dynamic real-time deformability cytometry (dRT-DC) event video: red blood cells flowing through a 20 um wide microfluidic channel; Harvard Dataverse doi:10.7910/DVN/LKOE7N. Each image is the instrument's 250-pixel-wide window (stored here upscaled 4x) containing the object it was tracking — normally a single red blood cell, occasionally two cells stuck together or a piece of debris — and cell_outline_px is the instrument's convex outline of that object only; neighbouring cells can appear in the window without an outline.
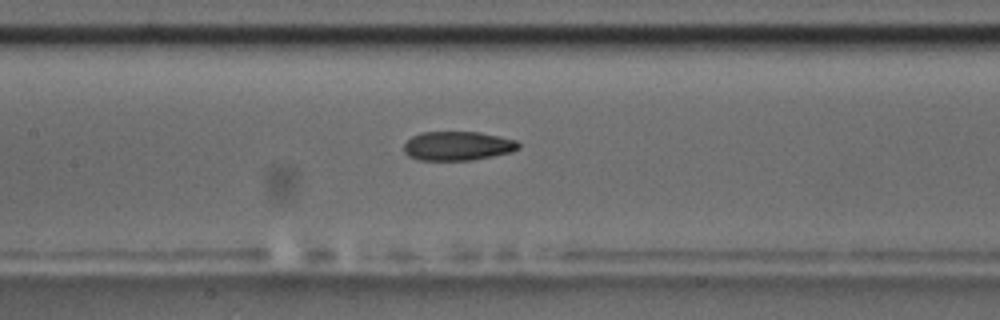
{"species": "common noctule bat (a hibernating species)", "species_latin": "Nyctalus noctula", "temperature_condition": "room temperature", "stored_images_in_passage": 39, "camera_frame_rate_fps": 3000, "um_per_image_px": 0.085, "animal": {"sex": "male", "body_mass_g": 17.5, "forearm_length_mm": 52.3}, "frame": {"image": 1, "passage_image": 17, "time_ms": 5.333, "image_size_px": [1000, 320], "cell_outline_px": [[520, 148], [512, 152], [472, 160], [420, 160], [408, 156], [404, 152], [404, 144], [412, 136], [420, 132], [480, 132], [516, 140], [520, 144]], "centroid_in_image_um": [38.9, 12.4], "position_along_channel_um": 168.5, "area_um2": 19.48}}